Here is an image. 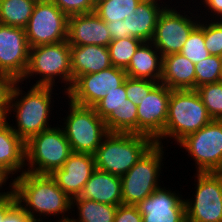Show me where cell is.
<instances>
[{
  "mask_svg": "<svg viewBox=\"0 0 222 222\" xmlns=\"http://www.w3.org/2000/svg\"><path fill=\"white\" fill-rule=\"evenodd\" d=\"M169 1L103 0L95 5L94 12L106 22L112 40L135 37L150 42L157 19Z\"/></svg>",
  "mask_w": 222,
  "mask_h": 222,
  "instance_id": "obj_1",
  "label": "cell"
},
{
  "mask_svg": "<svg viewBox=\"0 0 222 222\" xmlns=\"http://www.w3.org/2000/svg\"><path fill=\"white\" fill-rule=\"evenodd\" d=\"M13 192L18 204L35 222H47L46 219L50 216H58L56 222L71 219L69 214L72 213V199L49 174L25 171L17 177L14 176Z\"/></svg>",
  "mask_w": 222,
  "mask_h": 222,
  "instance_id": "obj_2",
  "label": "cell"
},
{
  "mask_svg": "<svg viewBox=\"0 0 222 222\" xmlns=\"http://www.w3.org/2000/svg\"><path fill=\"white\" fill-rule=\"evenodd\" d=\"M23 87L21 81L16 83L7 117L14 113L13 117L16 118V124L14 126L13 124L10 125L14 132L26 143L33 136L52 127L48 121H50L52 110H54L53 94H59H55L53 92L55 87L50 86L32 85L27 92L22 90Z\"/></svg>",
  "mask_w": 222,
  "mask_h": 222,
  "instance_id": "obj_3",
  "label": "cell"
},
{
  "mask_svg": "<svg viewBox=\"0 0 222 222\" xmlns=\"http://www.w3.org/2000/svg\"><path fill=\"white\" fill-rule=\"evenodd\" d=\"M39 75L33 86H50L54 87L61 82L62 94L66 95L73 84V75L71 69V50L70 44L61 41L54 44L38 45L30 48L28 65L23 77L19 80L22 84L30 82V78ZM27 80H29L27 82ZM63 83V85H62ZM64 90V91H63Z\"/></svg>",
  "mask_w": 222,
  "mask_h": 222,
  "instance_id": "obj_4",
  "label": "cell"
},
{
  "mask_svg": "<svg viewBox=\"0 0 222 222\" xmlns=\"http://www.w3.org/2000/svg\"><path fill=\"white\" fill-rule=\"evenodd\" d=\"M212 120L196 90H172L164 132L155 143L163 145L165 139L168 143L170 140L176 141V145Z\"/></svg>",
  "mask_w": 222,
  "mask_h": 222,
  "instance_id": "obj_5",
  "label": "cell"
},
{
  "mask_svg": "<svg viewBox=\"0 0 222 222\" xmlns=\"http://www.w3.org/2000/svg\"><path fill=\"white\" fill-rule=\"evenodd\" d=\"M154 143L143 134L109 132L94 154L96 169L122 177Z\"/></svg>",
  "mask_w": 222,
  "mask_h": 222,
  "instance_id": "obj_6",
  "label": "cell"
},
{
  "mask_svg": "<svg viewBox=\"0 0 222 222\" xmlns=\"http://www.w3.org/2000/svg\"><path fill=\"white\" fill-rule=\"evenodd\" d=\"M164 148V145L154 143L121 177L122 204L137 205L162 186Z\"/></svg>",
  "mask_w": 222,
  "mask_h": 222,
  "instance_id": "obj_7",
  "label": "cell"
},
{
  "mask_svg": "<svg viewBox=\"0 0 222 222\" xmlns=\"http://www.w3.org/2000/svg\"><path fill=\"white\" fill-rule=\"evenodd\" d=\"M58 126L43 130L25 143L27 172L50 175L73 153L61 125Z\"/></svg>",
  "mask_w": 222,
  "mask_h": 222,
  "instance_id": "obj_8",
  "label": "cell"
},
{
  "mask_svg": "<svg viewBox=\"0 0 222 222\" xmlns=\"http://www.w3.org/2000/svg\"><path fill=\"white\" fill-rule=\"evenodd\" d=\"M68 111L61 126L74 153L95 154L103 138L109 133L105 121L95 109L67 100Z\"/></svg>",
  "mask_w": 222,
  "mask_h": 222,
  "instance_id": "obj_9",
  "label": "cell"
},
{
  "mask_svg": "<svg viewBox=\"0 0 222 222\" xmlns=\"http://www.w3.org/2000/svg\"><path fill=\"white\" fill-rule=\"evenodd\" d=\"M194 177V195L184 199L186 222H222V172L196 173Z\"/></svg>",
  "mask_w": 222,
  "mask_h": 222,
  "instance_id": "obj_10",
  "label": "cell"
},
{
  "mask_svg": "<svg viewBox=\"0 0 222 222\" xmlns=\"http://www.w3.org/2000/svg\"><path fill=\"white\" fill-rule=\"evenodd\" d=\"M177 146L195 162V173L222 172V120H212Z\"/></svg>",
  "mask_w": 222,
  "mask_h": 222,
  "instance_id": "obj_11",
  "label": "cell"
},
{
  "mask_svg": "<svg viewBox=\"0 0 222 222\" xmlns=\"http://www.w3.org/2000/svg\"><path fill=\"white\" fill-rule=\"evenodd\" d=\"M174 6L176 4L173 7L168 4L160 13L151 41L162 56L180 53L190 33L200 22L199 13L193 14L185 9L177 11L179 6Z\"/></svg>",
  "mask_w": 222,
  "mask_h": 222,
  "instance_id": "obj_12",
  "label": "cell"
},
{
  "mask_svg": "<svg viewBox=\"0 0 222 222\" xmlns=\"http://www.w3.org/2000/svg\"><path fill=\"white\" fill-rule=\"evenodd\" d=\"M68 16L51 0L37 1L25 27L30 48L67 40Z\"/></svg>",
  "mask_w": 222,
  "mask_h": 222,
  "instance_id": "obj_13",
  "label": "cell"
},
{
  "mask_svg": "<svg viewBox=\"0 0 222 222\" xmlns=\"http://www.w3.org/2000/svg\"><path fill=\"white\" fill-rule=\"evenodd\" d=\"M127 77L125 69L115 66L81 75L73 82L64 99H70L78 105L94 107L107 92L121 86Z\"/></svg>",
  "mask_w": 222,
  "mask_h": 222,
  "instance_id": "obj_14",
  "label": "cell"
},
{
  "mask_svg": "<svg viewBox=\"0 0 222 222\" xmlns=\"http://www.w3.org/2000/svg\"><path fill=\"white\" fill-rule=\"evenodd\" d=\"M163 83H158L138 105L137 134H143L156 141L164 132L171 95Z\"/></svg>",
  "mask_w": 222,
  "mask_h": 222,
  "instance_id": "obj_15",
  "label": "cell"
},
{
  "mask_svg": "<svg viewBox=\"0 0 222 222\" xmlns=\"http://www.w3.org/2000/svg\"><path fill=\"white\" fill-rule=\"evenodd\" d=\"M29 53L25 29L0 23V73L19 81L26 71Z\"/></svg>",
  "mask_w": 222,
  "mask_h": 222,
  "instance_id": "obj_16",
  "label": "cell"
},
{
  "mask_svg": "<svg viewBox=\"0 0 222 222\" xmlns=\"http://www.w3.org/2000/svg\"><path fill=\"white\" fill-rule=\"evenodd\" d=\"M182 194L161 186L136 206L142 222H186L185 201Z\"/></svg>",
  "mask_w": 222,
  "mask_h": 222,
  "instance_id": "obj_17",
  "label": "cell"
},
{
  "mask_svg": "<svg viewBox=\"0 0 222 222\" xmlns=\"http://www.w3.org/2000/svg\"><path fill=\"white\" fill-rule=\"evenodd\" d=\"M95 169V156L93 154L73 152L63 166L55 169L50 176L73 199L79 196Z\"/></svg>",
  "mask_w": 222,
  "mask_h": 222,
  "instance_id": "obj_18",
  "label": "cell"
},
{
  "mask_svg": "<svg viewBox=\"0 0 222 222\" xmlns=\"http://www.w3.org/2000/svg\"><path fill=\"white\" fill-rule=\"evenodd\" d=\"M111 41L112 37L106 22L95 12L68 17L67 42L70 45L108 47Z\"/></svg>",
  "mask_w": 222,
  "mask_h": 222,
  "instance_id": "obj_19",
  "label": "cell"
},
{
  "mask_svg": "<svg viewBox=\"0 0 222 222\" xmlns=\"http://www.w3.org/2000/svg\"><path fill=\"white\" fill-rule=\"evenodd\" d=\"M9 123L11 121L8 122L7 119L0 120V168L11 176L10 180H13V175L19 176L26 171L25 142Z\"/></svg>",
  "mask_w": 222,
  "mask_h": 222,
  "instance_id": "obj_20",
  "label": "cell"
},
{
  "mask_svg": "<svg viewBox=\"0 0 222 222\" xmlns=\"http://www.w3.org/2000/svg\"><path fill=\"white\" fill-rule=\"evenodd\" d=\"M73 199L119 206L122 204L121 177L95 169L79 196Z\"/></svg>",
  "mask_w": 222,
  "mask_h": 222,
  "instance_id": "obj_21",
  "label": "cell"
},
{
  "mask_svg": "<svg viewBox=\"0 0 222 222\" xmlns=\"http://www.w3.org/2000/svg\"><path fill=\"white\" fill-rule=\"evenodd\" d=\"M73 82L81 75L97 73L112 66L109 49L99 45H70Z\"/></svg>",
  "mask_w": 222,
  "mask_h": 222,
  "instance_id": "obj_22",
  "label": "cell"
},
{
  "mask_svg": "<svg viewBox=\"0 0 222 222\" xmlns=\"http://www.w3.org/2000/svg\"><path fill=\"white\" fill-rule=\"evenodd\" d=\"M160 83L171 90H195V64L181 53L163 56Z\"/></svg>",
  "mask_w": 222,
  "mask_h": 222,
  "instance_id": "obj_23",
  "label": "cell"
},
{
  "mask_svg": "<svg viewBox=\"0 0 222 222\" xmlns=\"http://www.w3.org/2000/svg\"><path fill=\"white\" fill-rule=\"evenodd\" d=\"M163 56L152 42H142L125 68L127 76L160 82L162 77Z\"/></svg>",
  "mask_w": 222,
  "mask_h": 222,
  "instance_id": "obj_24",
  "label": "cell"
},
{
  "mask_svg": "<svg viewBox=\"0 0 222 222\" xmlns=\"http://www.w3.org/2000/svg\"><path fill=\"white\" fill-rule=\"evenodd\" d=\"M72 211L75 212L76 218L71 215L73 222H114L116 205H109L87 199H72ZM78 216V217H77Z\"/></svg>",
  "mask_w": 222,
  "mask_h": 222,
  "instance_id": "obj_25",
  "label": "cell"
},
{
  "mask_svg": "<svg viewBox=\"0 0 222 222\" xmlns=\"http://www.w3.org/2000/svg\"><path fill=\"white\" fill-rule=\"evenodd\" d=\"M36 2L35 0H0V23L25 29Z\"/></svg>",
  "mask_w": 222,
  "mask_h": 222,
  "instance_id": "obj_26",
  "label": "cell"
},
{
  "mask_svg": "<svg viewBox=\"0 0 222 222\" xmlns=\"http://www.w3.org/2000/svg\"><path fill=\"white\" fill-rule=\"evenodd\" d=\"M137 113V105L126 99V102L105 120L107 131L110 133L137 134Z\"/></svg>",
  "mask_w": 222,
  "mask_h": 222,
  "instance_id": "obj_27",
  "label": "cell"
},
{
  "mask_svg": "<svg viewBox=\"0 0 222 222\" xmlns=\"http://www.w3.org/2000/svg\"><path fill=\"white\" fill-rule=\"evenodd\" d=\"M141 43L135 37L112 40L108 45L112 66L125 69Z\"/></svg>",
  "mask_w": 222,
  "mask_h": 222,
  "instance_id": "obj_28",
  "label": "cell"
},
{
  "mask_svg": "<svg viewBox=\"0 0 222 222\" xmlns=\"http://www.w3.org/2000/svg\"><path fill=\"white\" fill-rule=\"evenodd\" d=\"M180 53L191 60L194 64L204 60L211 55L206 49L204 43L203 18L200 19L199 24L190 33Z\"/></svg>",
  "mask_w": 222,
  "mask_h": 222,
  "instance_id": "obj_29",
  "label": "cell"
},
{
  "mask_svg": "<svg viewBox=\"0 0 222 222\" xmlns=\"http://www.w3.org/2000/svg\"><path fill=\"white\" fill-rule=\"evenodd\" d=\"M222 81V57L210 55L195 64V90L197 87Z\"/></svg>",
  "mask_w": 222,
  "mask_h": 222,
  "instance_id": "obj_30",
  "label": "cell"
},
{
  "mask_svg": "<svg viewBox=\"0 0 222 222\" xmlns=\"http://www.w3.org/2000/svg\"><path fill=\"white\" fill-rule=\"evenodd\" d=\"M204 106L213 120H222V81L196 88Z\"/></svg>",
  "mask_w": 222,
  "mask_h": 222,
  "instance_id": "obj_31",
  "label": "cell"
},
{
  "mask_svg": "<svg viewBox=\"0 0 222 222\" xmlns=\"http://www.w3.org/2000/svg\"><path fill=\"white\" fill-rule=\"evenodd\" d=\"M107 93L108 94L93 107L97 115L104 121L128 99L126 95V80L121 86Z\"/></svg>",
  "mask_w": 222,
  "mask_h": 222,
  "instance_id": "obj_32",
  "label": "cell"
},
{
  "mask_svg": "<svg viewBox=\"0 0 222 222\" xmlns=\"http://www.w3.org/2000/svg\"><path fill=\"white\" fill-rule=\"evenodd\" d=\"M204 43L211 55L222 57V20L204 19Z\"/></svg>",
  "mask_w": 222,
  "mask_h": 222,
  "instance_id": "obj_33",
  "label": "cell"
},
{
  "mask_svg": "<svg viewBox=\"0 0 222 222\" xmlns=\"http://www.w3.org/2000/svg\"><path fill=\"white\" fill-rule=\"evenodd\" d=\"M159 82L146 80V79H136V78H126V95L129 100L135 105H140L142 103V98L148 95L149 92L158 84Z\"/></svg>",
  "mask_w": 222,
  "mask_h": 222,
  "instance_id": "obj_34",
  "label": "cell"
},
{
  "mask_svg": "<svg viewBox=\"0 0 222 222\" xmlns=\"http://www.w3.org/2000/svg\"><path fill=\"white\" fill-rule=\"evenodd\" d=\"M18 80L5 73H0V120L7 119L12 93Z\"/></svg>",
  "mask_w": 222,
  "mask_h": 222,
  "instance_id": "obj_35",
  "label": "cell"
},
{
  "mask_svg": "<svg viewBox=\"0 0 222 222\" xmlns=\"http://www.w3.org/2000/svg\"><path fill=\"white\" fill-rule=\"evenodd\" d=\"M68 17L77 14H87L94 12L95 4L93 0H51Z\"/></svg>",
  "mask_w": 222,
  "mask_h": 222,
  "instance_id": "obj_36",
  "label": "cell"
},
{
  "mask_svg": "<svg viewBox=\"0 0 222 222\" xmlns=\"http://www.w3.org/2000/svg\"><path fill=\"white\" fill-rule=\"evenodd\" d=\"M114 222H142V215L136 205L120 204L117 207Z\"/></svg>",
  "mask_w": 222,
  "mask_h": 222,
  "instance_id": "obj_37",
  "label": "cell"
},
{
  "mask_svg": "<svg viewBox=\"0 0 222 222\" xmlns=\"http://www.w3.org/2000/svg\"><path fill=\"white\" fill-rule=\"evenodd\" d=\"M201 3L204 6H202ZM199 4L201 5V6L197 5L199 8L200 7H204L205 9L207 8L205 11L204 10L202 11L203 8L199 9V10H201L200 12L202 13V14L201 13L199 14L200 18L203 17V19L208 18L211 20H222V0H200ZM204 12L206 15L204 14ZM207 15H208V17H207Z\"/></svg>",
  "mask_w": 222,
  "mask_h": 222,
  "instance_id": "obj_38",
  "label": "cell"
},
{
  "mask_svg": "<svg viewBox=\"0 0 222 222\" xmlns=\"http://www.w3.org/2000/svg\"><path fill=\"white\" fill-rule=\"evenodd\" d=\"M0 222H34L32 217L17 203Z\"/></svg>",
  "mask_w": 222,
  "mask_h": 222,
  "instance_id": "obj_39",
  "label": "cell"
},
{
  "mask_svg": "<svg viewBox=\"0 0 222 222\" xmlns=\"http://www.w3.org/2000/svg\"><path fill=\"white\" fill-rule=\"evenodd\" d=\"M16 194L13 192L9 196L0 200V220L17 204Z\"/></svg>",
  "mask_w": 222,
  "mask_h": 222,
  "instance_id": "obj_40",
  "label": "cell"
},
{
  "mask_svg": "<svg viewBox=\"0 0 222 222\" xmlns=\"http://www.w3.org/2000/svg\"><path fill=\"white\" fill-rule=\"evenodd\" d=\"M10 177L11 176L8 173H6L3 169L0 168V200L6 198L7 196L13 193V180L9 182V186L5 185L7 184L6 182ZM5 186H7L8 188L4 189H8V191L2 190Z\"/></svg>",
  "mask_w": 222,
  "mask_h": 222,
  "instance_id": "obj_41",
  "label": "cell"
},
{
  "mask_svg": "<svg viewBox=\"0 0 222 222\" xmlns=\"http://www.w3.org/2000/svg\"><path fill=\"white\" fill-rule=\"evenodd\" d=\"M101 1H103V0H93V2H94L95 5L98 4V3H100Z\"/></svg>",
  "mask_w": 222,
  "mask_h": 222,
  "instance_id": "obj_42",
  "label": "cell"
},
{
  "mask_svg": "<svg viewBox=\"0 0 222 222\" xmlns=\"http://www.w3.org/2000/svg\"><path fill=\"white\" fill-rule=\"evenodd\" d=\"M62 222H73V221L70 219V220H67V221H62Z\"/></svg>",
  "mask_w": 222,
  "mask_h": 222,
  "instance_id": "obj_43",
  "label": "cell"
}]
</instances>
